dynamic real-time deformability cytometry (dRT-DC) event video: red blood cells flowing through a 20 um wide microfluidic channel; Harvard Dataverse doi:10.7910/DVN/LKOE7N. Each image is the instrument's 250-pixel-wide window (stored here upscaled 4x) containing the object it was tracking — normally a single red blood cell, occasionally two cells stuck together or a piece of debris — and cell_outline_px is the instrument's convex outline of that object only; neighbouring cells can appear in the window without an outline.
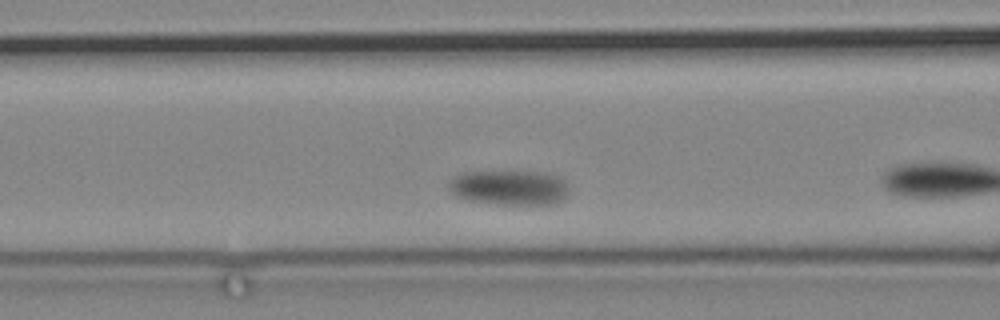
{"species": "common noctule bat (a hibernating species)", "species_latin": "Nyctalus noctula", "temperature_condition": "cold", "stored_images_in_passage": 51, "camera_frame_rate_fps": 3000, "um_per_image_px": 0.085, "animal": {"sex": "male", "body_mass_g": 19.2, "forearm_length_mm": 51.8}, "frame": {"image": 1, "passage_image": 4, "time_ms": 1.0, "image_size_px": [1000, 320], "cell_outline_px": [[568, 192], [564, 200], [552, 204], [496, 204], [468, 200], [456, 196], [448, 188], [448, 184], [456, 176], [464, 172], [548, 172], [560, 176], [564, 180], [568, 188]], "centroid_in_image_um": [43.34, 15.95], "position_along_channel_um": 123.3, "area_um2": 24.45}}
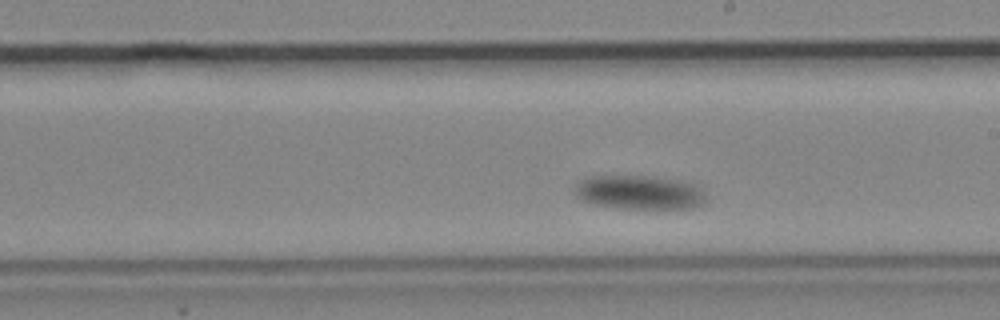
{"frame": {"image": 2, "passage_image": 17, "time_ms": 5.333, "image_size_px": [1000, 320], "cell_outline_px": [[708, 200], [704, 204], [692, 208], [620, 208], [592, 204], [576, 196], [576, 184], [584, 176], [648, 176], [680, 180], [696, 184], [704, 192]], "centroid_in_image_um": [54.38, 16.34], "position_along_channel_um": 234.6, "area_um2": 26.18}}
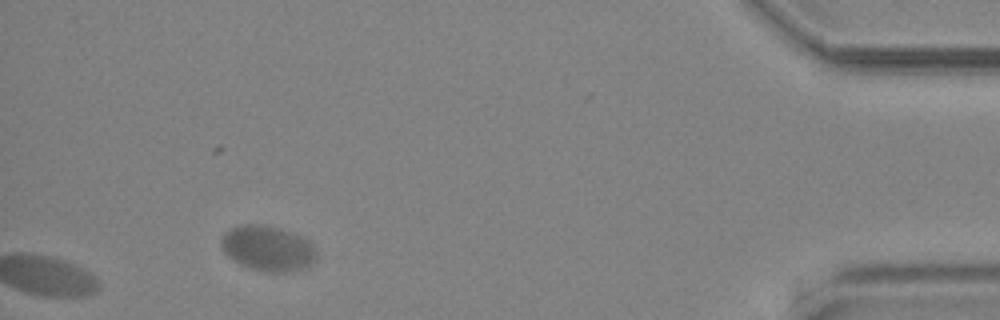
{"frame": {"image": 3, "passage_image": 51, "time_ms": 16.667, "image_size_px": [1000, 320], "cell_outline_px": [[316, 260], [304, 268], [292, 272], [268, 272], [252, 268], [240, 264], [232, 260], [220, 248], [220, 240], [224, 232], [228, 228], [240, 224], [260, 224], [276, 228], [300, 236], [308, 240], [316, 248]], "centroid_in_image_um": [22.72, 21.11], "position_along_channel_um": 412.5, "area_um2": 25.26}}